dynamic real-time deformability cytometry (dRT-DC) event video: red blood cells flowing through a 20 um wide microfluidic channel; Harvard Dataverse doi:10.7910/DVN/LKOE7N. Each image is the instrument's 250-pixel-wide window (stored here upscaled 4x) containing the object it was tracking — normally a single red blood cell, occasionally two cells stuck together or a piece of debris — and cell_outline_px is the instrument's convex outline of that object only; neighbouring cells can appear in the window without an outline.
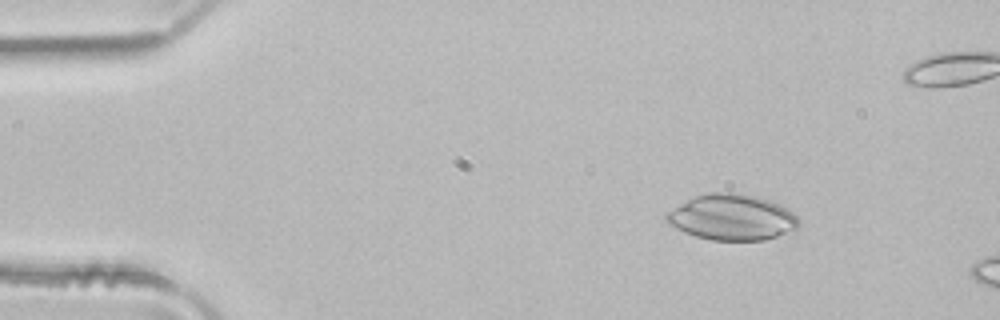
{"species": "common noctule bat (a hibernating species)", "species_latin": "Nyctalus noctula", "temperature_condition": "room temperature", "stored_images_in_passage": 3, "camera_frame_rate_fps": 3000, "um_per_image_px": 0.085, "animal": {"sex": "male", "body_mass_g": 21.5, "forearm_length_mm": 52.0}, "frame": {"image": 1, "passage_image": 1, "time_ms": 0.0, "image_size_px": [1000, 320], "cell_outline_px": [[800, 224], [796, 228], [776, 236], [764, 240], [712, 240], [696, 236], [684, 232], [668, 224], [664, 220], [664, 216], [668, 212], [680, 204], [696, 196], [708, 192], [736, 192], [756, 196], [780, 204], [792, 212], [800, 220]], "centroid_in_image_um": [62.2, 18.46], "position_along_channel_um": 22.8, "area_um2": 35.2}}